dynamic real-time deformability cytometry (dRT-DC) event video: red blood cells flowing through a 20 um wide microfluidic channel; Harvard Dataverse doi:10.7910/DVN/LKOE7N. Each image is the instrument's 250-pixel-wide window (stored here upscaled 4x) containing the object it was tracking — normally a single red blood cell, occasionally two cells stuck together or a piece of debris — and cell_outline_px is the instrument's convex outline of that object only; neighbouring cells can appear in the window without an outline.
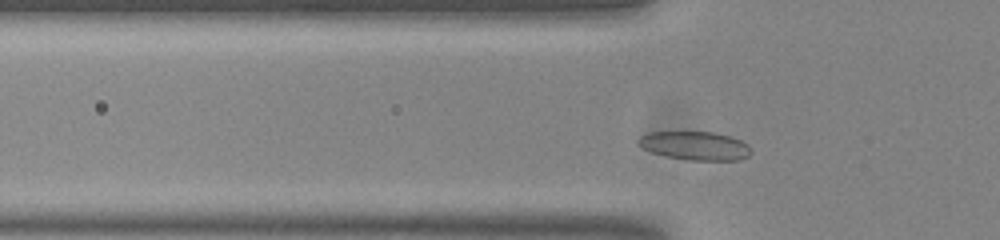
{"species": "common noctule bat (a hibernating species)", "species_latin": "Nyctalus noctula", "temperature_condition": "room temperature", "stored_images_in_passage": 43, "camera_frame_rate_fps": 3000, "um_per_image_px": 0.085, "animal": {"sex": "male", "body_mass_g": 20.0, "forearm_length_mm": 53.3}, "frame": {"image": 1, "passage_image": 6, "time_ms": 1.667, "image_size_px": [1000, 240], "cell_outline_px": [[752, 152], [748, 156], [740, 160], [688, 160], [668, 156], [652, 152], [640, 148], [636, 144], [636, 140], [640, 136], [648, 132], [712, 132], [732, 136], [748, 144]], "centroid_in_image_um": [59.06, 12.38], "position_along_channel_um": 66.7, "area_um2": 18.96}}
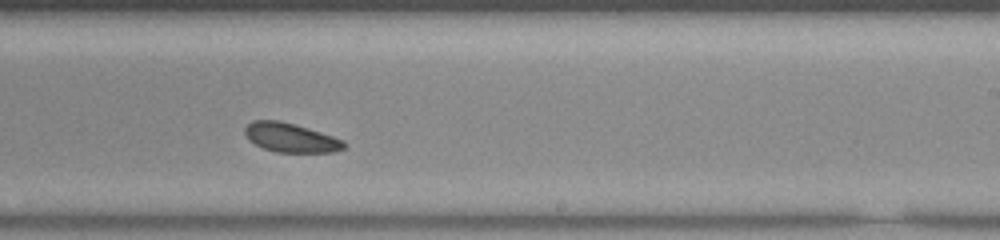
{"frame": {"image": 2, "passage_image": 22, "time_ms": 7.0, "image_size_px": [1000, 240], "cell_outline_px": [[348, 144], [344, 148], [332, 152], [276, 152], [264, 148], [248, 140], [244, 132], [244, 128], [252, 120], [280, 120], [296, 124], [344, 140]], "centroid_in_image_um": [24.7, 11.69], "position_along_channel_um": 264.3, "area_um2": 16.88}}
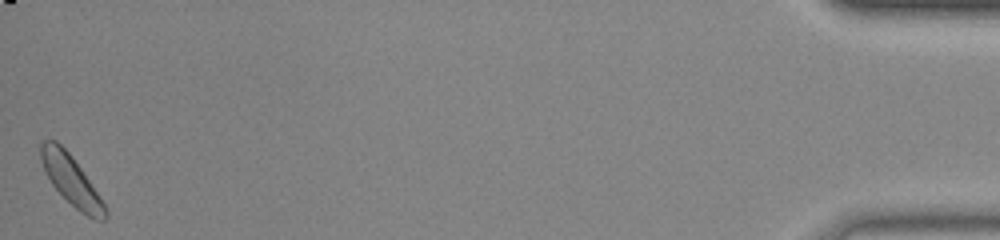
{"frame": {"image": 3, "passage_image": 43, "time_ms": 14.0, "image_size_px": [1000, 240], "cell_outline_px": [[108, 216], [104, 220], [96, 220], [80, 212], [52, 184], [40, 160], [40, 144], [44, 140], [56, 140], [72, 156], [104, 204], [108, 212]], "centroid_in_image_um": [6.04, 15.31], "position_along_channel_um": 429.2, "area_um2": 17.98}, "authors_computed_cell_mechanics": {"area_um2": 17.5134, "velocity_mm_per_s": 3.7106, "shape_relaxation_time_tau1_ms": null, "shape_relaxation_time_tau2_ms": 4.4827, "deformation_change_tau1": null, "deformation_change_tau2": 0.0957}}